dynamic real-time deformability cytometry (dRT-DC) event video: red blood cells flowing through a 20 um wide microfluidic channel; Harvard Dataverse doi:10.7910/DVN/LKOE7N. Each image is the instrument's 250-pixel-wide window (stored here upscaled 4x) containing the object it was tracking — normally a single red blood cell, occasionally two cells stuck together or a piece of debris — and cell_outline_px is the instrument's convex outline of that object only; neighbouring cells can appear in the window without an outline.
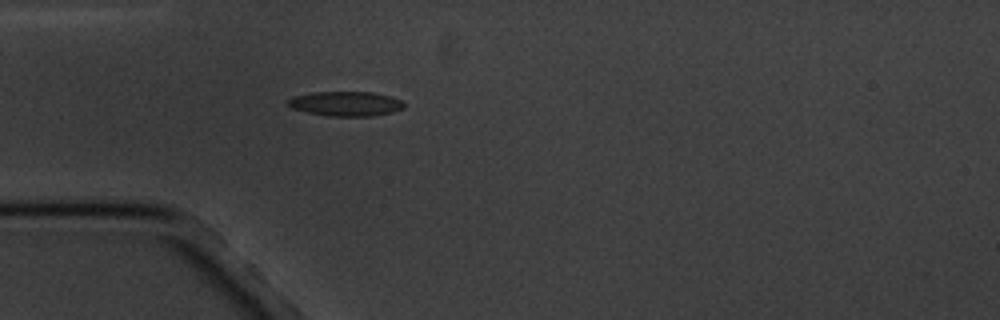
{"species": "common noctule bat (a hibernating species)", "species_latin": "Nyctalus noctula", "temperature_condition": "cold", "stored_images_in_passage": 5, "camera_frame_rate_fps": 3000, "um_per_image_px": 0.085, "animal": {"sex": "male", "body_mass_g": 20.1, "forearm_length_mm": 53.5}, "frame": {"image": 1, "passage_image": 5, "time_ms": 5.333, "image_size_px": [1000, 320], "cell_outline_px": [[404, 108], [392, 112], [372, 116], [328, 116], [308, 112], [292, 108], [288, 104], [288, 100], [292, 96], [312, 92], [372, 92], [388, 96], [400, 100], [404, 104]], "centroid_in_image_um": [29.37, 8.81], "position_along_channel_um": 55.6, "area_um2": 16.53}}